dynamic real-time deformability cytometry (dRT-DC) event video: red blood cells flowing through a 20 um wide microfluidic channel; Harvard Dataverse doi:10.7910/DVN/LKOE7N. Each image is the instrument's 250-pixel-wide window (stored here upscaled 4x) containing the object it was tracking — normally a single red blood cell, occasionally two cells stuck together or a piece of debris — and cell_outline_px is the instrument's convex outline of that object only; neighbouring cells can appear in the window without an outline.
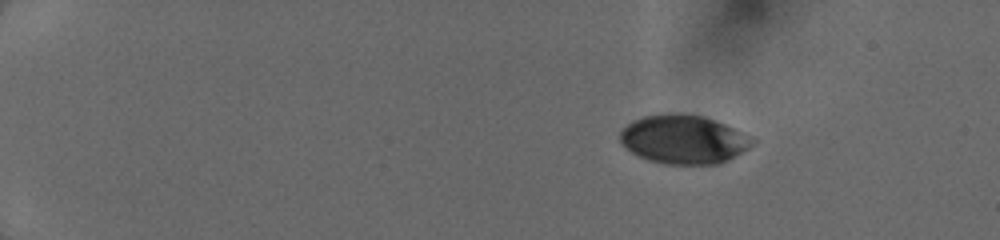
{"species": "human", "species_latin": "Homo sapiens", "temperature_condition": "cold", "stored_images_in_passage": 27, "camera_frame_rate_fps": 3000, "um_per_image_px": 0.085, "donor": {"sex": "female"}, "frame": {"image": 1, "passage_image": 1, "time_ms": 0.0, "image_size_px": [1000, 240], "cell_outline_px": [[756, 140], [748, 148], [728, 160], [720, 164], [664, 164], [648, 160], [632, 152], [620, 140], [620, 132], [632, 120], [644, 116], [664, 112], [684, 112], [704, 116], [716, 120]], "centroid_in_image_um": [58.09, 11.82], "position_along_channel_um": 26.9, "area_um2": 37.63}}
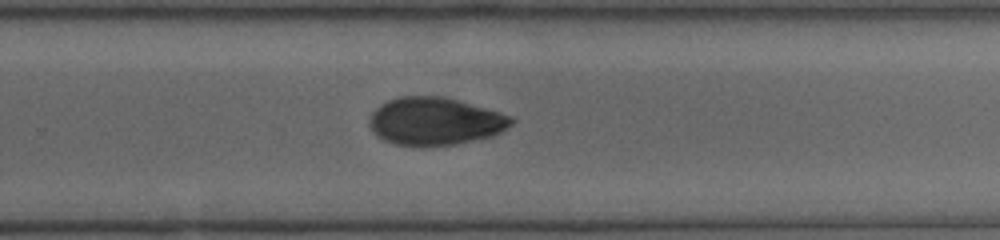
{"frame": {"image": 2, "passage_image": 17, "time_ms": 9.333, "image_size_px": [1000, 240], "cell_outline_px": [[516, 120], [512, 124], [500, 132], [492, 136], [452, 144], [420, 148], [396, 144], [384, 140], [376, 136], [372, 132], [368, 124], [368, 120], [372, 112], [380, 104], [388, 100], [400, 96], [444, 96], [500, 112], [512, 116]], "centroid_in_image_um": [36.94, 10.32], "position_along_channel_um": 292.9, "area_um2": 39.88}}
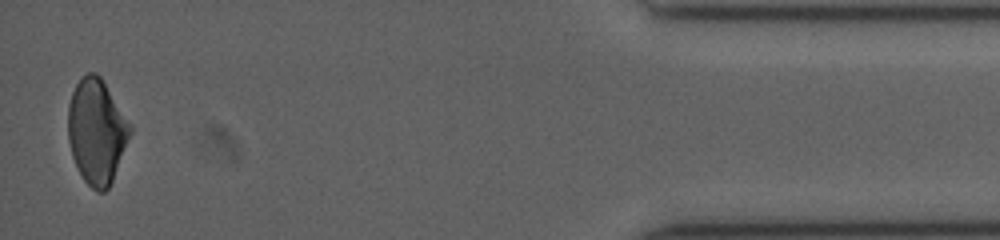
{"frame": {"image": 3, "passage_image": 27, "time_ms": 14.0, "image_size_px": [1000, 240], "cell_outline_px": [[132, 132], [112, 180], [108, 188], [104, 192], [96, 192], [84, 180], [72, 156], [68, 140], [68, 104], [72, 92], [76, 84], [88, 72], [96, 72], [100, 76], [132, 124]], "centroid_in_image_um": [8.22, 11.16], "position_along_channel_um": 427.0, "area_um2": 37.86}}